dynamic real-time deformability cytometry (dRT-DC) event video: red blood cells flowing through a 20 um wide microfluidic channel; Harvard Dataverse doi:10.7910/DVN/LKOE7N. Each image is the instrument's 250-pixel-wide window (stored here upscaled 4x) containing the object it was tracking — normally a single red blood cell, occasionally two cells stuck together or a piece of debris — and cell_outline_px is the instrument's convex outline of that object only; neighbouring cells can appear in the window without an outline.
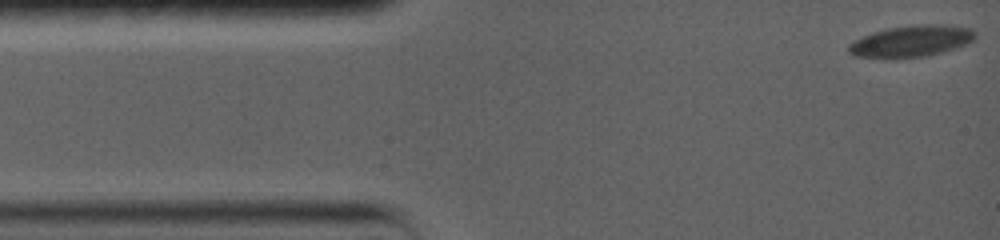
{"species": "common noctule bat (a hibernating species)", "species_latin": "Nyctalus noctula", "temperature_condition": "warm", "stored_images_in_passage": 47, "camera_frame_rate_fps": 5000, "um_per_image_px": 0.085, "animal": {"sex": "female", "body_mass_g": 19.0, "forearm_length_mm": 56.7}, "frame": {"image": 1, "passage_image": 1, "time_ms": 0.0, "image_size_px": [1000, 240], "cell_outline_px": [[976, 36], [972, 40], [956, 48], [928, 56], [896, 60], [852, 56], [848, 52], [848, 44], [852, 40], [872, 32], [888, 28], [916, 24], [944, 24], [972, 28], [976, 32]], "centroid_in_image_um": [77.4, 3.52], "position_along_channel_um": 7.6, "area_um2": 23.99}}
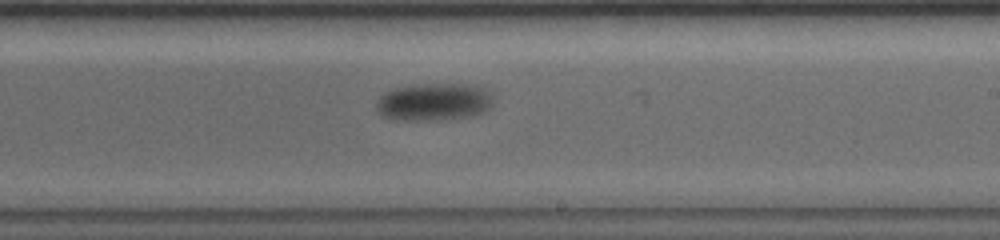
{"frame": {"image": 2, "passage_image": 20, "time_ms": 10.0, "image_size_px": [1000, 240], "cell_outline_px": [[492, 108], [484, 112], [468, 116], [436, 120], [392, 120], [384, 116], [376, 108], [376, 100], [380, 96], [396, 88], [412, 84], [476, 84], [492, 92]], "centroid_in_image_um": [36.92, 8.65], "position_along_channel_um": 252.1, "area_um2": 25.84}}
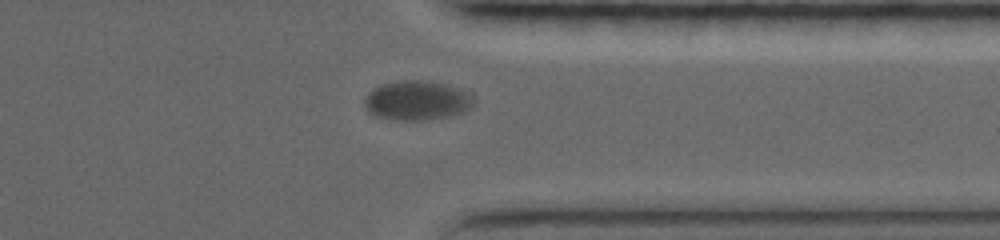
{"frame": {"image": 3, "passage_image": 39, "time_ms": 13.8, "image_size_px": [1000, 240], "cell_outline_px": [[476, 104], [472, 108], [464, 112], [448, 116], [428, 120], [392, 120], [376, 116], [368, 112], [364, 104], [364, 100], [368, 92], [372, 88], [380, 84], [396, 80], [428, 80], [448, 84], [472, 92], [476, 100]], "centroid_in_image_um": [35.49, 8.52], "position_along_channel_um": 375.9, "area_um2": 26.01}}